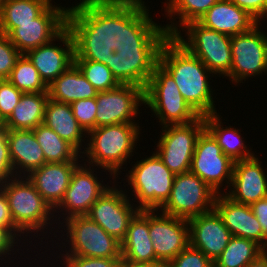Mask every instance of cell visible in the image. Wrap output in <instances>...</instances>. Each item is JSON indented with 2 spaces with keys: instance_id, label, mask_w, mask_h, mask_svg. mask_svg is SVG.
I'll list each match as a JSON object with an SVG mask.
<instances>
[{
  "instance_id": "30bf717a",
  "label": "cell",
  "mask_w": 267,
  "mask_h": 267,
  "mask_svg": "<svg viewBox=\"0 0 267 267\" xmlns=\"http://www.w3.org/2000/svg\"><path fill=\"white\" fill-rule=\"evenodd\" d=\"M204 129V116L188 124L163 126L154 152L173 174L188 172L197 139Z\"/></svg>"
},
{
  "instance_id": "ab89813d",
  "label": "cell",
  "mask_w": 267,
  "mask_h": 267,
  "mask_svg": "<svg viewBox=\"0 0 267 267\" xmlns=\"http://www.w3.org/2000/svg\"><path fill=\"white\" fill-rule=\"evenodd\" d=\"M60 264L65 267H120L122 258L81 257L74 255H59Z\"/></svg>"
},
{
  "instance_id": "e0dca14e",
  "label": "cell",
  "mask_w": 267,
  "mask_h": 267,
  "mask_svg": "<svg viewBox=\"0 0 267 267\" xmlns=\"http://www.w3.org/2000/svg\"><path fill=\"white\" fill-rule=\"evenodd\" d=\"M149 236L156 258L165 265L190 244L189 223L184 218L149 210Z\"/></svg>"
},
{
  "instance_id": "d590c367",
  "label": "cell",
  "mask_w": 267,
  "mask_h": 267,
  "mask_svg": "<svg viewBox=\"0 0 267 267\" xmlns=\"http://www.w3.org/2000/svg\"><path fill=\"white\" fill-rule=\"evenodd\" d=\"M74 63L98 92L109 91L120 85L111 70L103 63L90 60H74Z\"/></svg>"
},
{
  "instance_id": "c3c4849f",
  "label": "cell",
  "mask_w": 267,
  "mask_h": 267,
  "mask_svg": "<svg viewBox=\"0 0 267 267\" xmlns=\"http://www.w3.org/2000/svg\"><path fill=\"white\" fill-rule=\"evenodd\" d=\"M262 253H264L265 255H267V240H266L265 245L262 248Z\"/></svg>"
},
{
  "instance_id": "f1b7e54d",
  "label": "cell",
  "mask_w": 267,
  "mask_h": 267,
  "mask_svg": "<svg viewBox=\"0 0 267 267\" xmlns=\"http://www.w3.org/2000/svg\"><path fill=\"white\" fill-rule=\"evenodd\" d=\"M48 92L23 93L10 117L2 124L7 130H33L43 123Z\"/></svg>"
},
{
  "instance_id": "ffe728a7",
  "label": "cell",
  "mask_w": 267,
  "mask_h": 267,
  "mask_svg": "<svg viewBox=\"0 0 267 267\" xmlns=\"http://www.w3.org/2000/svg\"><path fill=\"white\" fill-rule=\"evenodd\" d=\"M257 155L234 162L230 188L223 193L232 201L251 205L267 197V175Z\"/></svg>"
},
{
  "instance_id": "5b68a950",
  "label": "cell",
  "mask_w": 267,
  "mask_h": 267,
  "mask_svg": "<svg viewBox=\"0 0 267 267\" xmlns=\"http://www.w3.org/2000/svg\"><path fill=\"white\" fill-rule=\"evenodd\" d=\"M145 106L150 108L162 127L188 124L200 117L182 97L171 75L159 63L154 67L144 89Z\"/></svg>"
},
{
  "instance_id": "52a82bcc",
  "label": "cell",
  "mask_w": 267,
  "mask_h": 267,
  "mask_svg": "<svg viewBox=\"0 0 267 267\" xmlns=\"http://www.w3.org/2000/svg\"><path fill=\"white\" fill-rule=\"evenodd\" d=\"M62 227H66L64 228V232L67 233H61V239H63L61 241L62 243L56 246L61 247L59 255L122 258L121 242L109 235L100 225L91 220L87 215L70 217L63 221L58 229ZM64 236H66V239ZM65 244H68L69 246H66ZM66 247L67 249L69 248L68 251ZM62 248H65L66 250L63 251L64 249ZM62 251L64 252L63 254L61 253Z\"/></svg>"
},
{
  "instance_id": "e575fe53",
  "label": "cell",
  "mask_w": 267,
  "mask_h": 267,
  "mask_svg": "<svg viewBox=\"0 0 267 267\" xmlns=\"http://www.w3.org/2000/svg\"><path fill=\"white\" fill-rule=\"evenodd\" d=\"M7 80L22 93L48 92V86L25 54L17 59Z\"/></svg>"
},
{
  "instance_id": "603a6c76",
  "label": "cell",
  "mask_w": 267,
  "mask_h": 267,
  "mask_svg": "<svg viewBox=\"0 0 267 267\" xmlns=\"http://www.w3.org/2000/svg\"><path fill=\"white\" fill-rule=\"evenodd\" d=\"M79 162L81 163V161L45 163L27 176L53 210L63 200Z\"/></svg>"
},
{
  "instance_id": "277c9868",
  "label": "cell",
  "mask_w": 267,
  "mask_h": 267,
  "mask_svg": "<svg viewBox=\"0 0 267 267\" xmlns=\"http://www.w3.org/2000/svg\"><path fill=\"white\" fill-rule=\"evenodd\" d=\"M0 188L8 199L10 214L16 228L23 235L25 234L26 239L28 240V236L29 240L32 237H34V240L35 237L38 238L39 236L38 239H42L41 242L45 238L50 239L46 229L49 226L51 228L55 223H58L57 226H59L62 221H60L61 219L57 213L54 215L52 207L43 199L27 176H15L0 183ZM54 218L55 220H53ZM38 232L41 234L38 235ZM46 234L48 237H44ZM41 235L44 236L40 238Z\"/></svg>"
},
{
  "instance_id": "7bdbcfd3",
  "label": "cell",
  "mask_w": 267,
  "mask_h": 267,
  "mask_svg": "<svg viewBox=\"0 0 267 267\" xmlns=\"http://www.w3.org/2000/svg\"><path fill=\"white\" fill-rule=\"evenodd\" d=\"M15 177L7 141V129L0 127V183Z\"/></svg>"
},
{
  "instance_id": "6da1fadb",
  "label": "cell",
  "mask_w": 267,
  "mask_h": 267,
  "mask_svg": "<svg viewBox=\"0 0 267 267\" xmlns=\"http://www.w3.org/2000/svg\"><path fill=\"white\" fill-rule=\"evenodd\" d=\"M79 1L68 7L66 18L74 60L100 62L109 68L117 48H161L169 36L164 26L153 21L143 0Z\"/></svg>"
},
{
  "instance_id": "681fc988",
  "label": "cell",
  "mask_w": 267,
  "mask_h": 267,
  "mask_svg": "<svg viewBox=\"0 0 267 267\" xmlns=\"http://www.w3.org/2000/svg\"><path fill=\"white\" fill-rule=\"evenodd\" d=\"M120 267H141V266H129L127 264L121 263ZM164 267V266H162Z\"/></svg>"
},
{
  "instance_id": "7a4b0ae2",
  "label": "cell",
  "mask_w": 267,
  "mask_h": 267,
  "mask_svg": "<svg viewBox=\"0 0 267 267\" xmlns=\"http://www.w3.org/2000/svg\"><path fill=\"white\" fill-rule=\"evenodd\" d=\"M158 63L171 75L182 97L200 116L217 114L209 81L213 73L174 36H168L163 42Z\"/></svg>"
},
{
  "instance_id": "60d3db41",
  "label": "cell",
  "mask_w": 267,
  "mask_h": 267,
  "mask_svg": "<svg viewBox=\"0 0 267 267\" xmlns=\"http://www.w3.org/2000/svg\"><path fill=\"white\" fill-rule=\"evenodd\" d=\"M21 53L8 36L0 32V80L7 79Z\"/></svg>"
},
{
  "instance_id": "7402d4cb",
  "label": "cell",
  "mask_w": 267,
  "mask_h": 267,
  "mask_svg": "<svg viewBox=\"0 0 267 267\" xmlns=\"http://www.w3.org/2000/svg\"><path fill=\"white\" fill-rule=\"evenodd\" d=\"M187 221L190 245L202 251L214 263L233 235L215 210L192 217Z\"/></svg>"
},
{
  "instance_id": "b9f144b4",
  "label": "cell",
  "mask_w": 267,
  "mask_h": 267,
  "mask_svg": "<svg viewBox=\"0 0 267 267\" xmlns=\"http://www.w3.org/2000/svg\"><path fill=\"white\" fill-rule=\"evenodd\" d=\"M18 243H19V245H18ZM20 243H21L20 239H18L8 228H4V227L0 226V257H1L0 263H1V265L5 264L6 267H9L8 265L11 263V261H10L11 258L12 259L14 258V256L10 257L12 255L11 252H14L16 250L15 251L16 253L14 252L13 255L17 254V252L19 254L22 253V252H19L20 250L23 251L21 247L24 246V248H25L26 246L22 245V244L20 246ZM7 257H8V259H7L8 261L6 260ZM2 262H4V263H2ZM6 263H9V264L6 265ZM1 265H0V267H2Z\"/></svg>"
},
{
  "instance_id": "ba28073f",
  "label": "cell",
  "mask_w": 267,
  "mask_h": 267,
  "mask_svg": "<svg viewBox=\"0 0 267 267\" xmlns=\"http://www.w3.org/2000/svg\"><path fill=\"white\" fill-rule=\"evenodd\" d=\"M181 31L186 33L185 36H182ZM174 37L190 53L199 58L214 75L217 74V77L224 78L223 76L227 77L230 74L232 63L230 36L193 21L184 25Z\"/></svg>"
},
{
  "instance_id": "f35d334b",
  "label": "cell",
  "mask_w": 267,
  "mask_h": 267,
  "mask_svg": "<svg viewBox=\"0 0 267 267\" xmlns=\"http://www.w3.org/2000/svg\"><path fill=\"white\" fill-rule=\"evenodd\" d=\"M22 94L7 79L0 80V122L2 124L10 117Z\"/></svg>"
},
{
  "instance_id": "4fadbf2b",
  "label": "cell",
  "mask_w": 267,
  "mask_h": 267,
  "mask_svg": "<svg viewBox=\"0 0 267 267\" xmlns=\"http://www.w3.org/2000/svg\"><path fill=\"white\" fill-rule=\"evenodd\" d=\"M117 183L119 182L115 180L112 183L113 185L107 188L92 204L87 216L100 225L109 235L122 242L131 219L139 209L136 204H132L131 198L127 197L129 196L127 190L118 187L119 184Z\"/></svg>"
},
{
  "instance_id": "1f68e13d",
  "label": "cell",
  "mask_w": 267,
  "mask_h": 267,
  "mask_svg": "<svg viewBox=\"0 0 267 267\" xmlns=\"http://www.w3.org/2000/svg\"><path fill=\"white\" fill-rule=\"evenodd\" d=\"M219 0H166L165 15L170 23L163 25L169 36L176 35L180 28L199 19ZM177 16V17H175ZM175 17V18H174ZM176 18L179 19L176 21ZM176 21V23H175ZM179 27V28H178Z\"/></svg>"
},
{
  "instance_id": "74e56055",
  "label": "cell",
  "mask_w": 267,
  "mask_h": 267,
  "mask_svg": "<svg viewBox=\"0 0 267 267\" xmlns=\"http://www.w3.org/2000/svg\"><path fill=\"white\" fill-rule=\"evenodd\" d=\"M164 267H214V263L190 244Z\"/></svg>"
},
{
  "instance_id": "cb8c5ba5",
  "label": "cell",
  "mask_w": 267,
  "mask_h": 267,
  "mask_svg": "<svg viewBox=\"0 0 267 267\" xmlns=\"http://www.w3.org/2000/svg\"><path fill=\"white\" fill-rule=\"evenodd\" d=\"M214 210L233 236L253 240L263 248V232L250 205L236 203L221 193L216 196Z\"/></svg>"
},
{
  "instance_id": "9c48e42d",
  "label": "cell",
  "mask_w": 267,
  "mask_h": 267,
  "mask_svg": "<svg viewBox=\"0 0 267 267\" xmlns=\"http://www.w3.org/2000/svg\"><path fill=\"white\" fill-rule=\"evenodd\" d=\"M217 193L191 171L174 178L171 194L159 212L186 220L214 210Z\"/></svg>"
},
{
  "instance_id": "5bb4252c",
  "label": "cell",
  "mask_w": 267,
  "mask_h": 267,
  "mask_svg": "<svg viewBox=\"0 0 267 267\" xmlns=\"http://www.w3.org/2000/svg\"><path fill=\"white\" fill-rule=\"evenodd\" d=\"M83 165L79 163L75 168L63 200L54 209V214L57 212L62 215H59L62 221L73 216L87 215L92 204L110 187L97 177V168L88 166L86 162Z\"/></svg>"
},
{
  "instance_id": "8992f818",
  "label": "cell",
  "mask_w": 267,
  "mask_h": 267,
  "mask_svg": "<svg viewBox=\"0 0 267 267\" xmlns=\"http://www.w3.org/2000/svg\"><path fill=\"white\" fill-rule=\"evenodd\" d=\"M134 163L132 168L125 173L127 177L125 183L128 182L130 188L133 189L132 195L135 196L136 201H132L137 203L139 210H160L170 197L176 175L168 169L155 152L150 157Z\"/></svg>"
},
{
  "instance_id": "4dcf8cb0",
  "label": "cell",
  "mask_w": 267,
  "mask_h": 267,
  "mask_svg": "<svg viewBox=\"0 0 267 267\" xmlns=\"http://www.w3.org/2000/svg\"><path fill=\"white\" fill-rule=\"evenodd\" d=\"M52 0H6L0 8V32L8 35L19 24L31 23Z\"/></svg>"
},
{
  "instance_id": "44dd1931",
  "label": "cell",
  "mask_w": 267,
  "mask_h": 267,
  "mask_svg": "<svg viewBox=\"0 0 267 267\" xmlns=\"http://www.w3.org/2000/svg\"><path fill=\"white\" fill-rule=\"evenodd\" d=\"M149 236V210H139L131 219L121 242L122 263L129 266L162 267Z\"/></svg>"
},
{
  "instance_id": "d4e9b609",
  "label": "cell",
  "mask_w": 267,
  "mask_h": 267,
  "mask_svg": "<svg viewBox=\"0 0 267 267\" xmlns=\"http://www.w3.org/2000/svg\"><path fill=\"white\" fill-rule=\"evenodd\" d=\"M230 37L251 30L259 22L230 0H219L198 21Z\"/></svg>"
},
{
  "instance_id": "bcb514c9",
  "label": "cell",
  "mask_w": 267,
  "mask_h": 267,
  "mask_svg": "<svg viewBox=\"0 0 267 267\" xmlns=\"http://www.w3.org/2000/svg\"><path fill=\"white\" fill-rule=\"evenodd\" d=\"M253 214L260 223L263 232V246L267 240V197L258 200L250 205Z\"/></svg>"
},
{
  "instance_id": "ee69618b",
  "label": "cell",
  "mask_w": 267,
  "mask_h": 267,
  "mask_svg": "<svg viewBox=\"0 0 267 267\" xmlns=\"http://www.w3.org/2000/svg\"><path fill=\"white\" fill-rule=\"evenodd\" d=\"M239 8L248 12L259 23L267 19V0H230ZM266 18V19H265Z\"/></svg>"
},
{
  "instance_id": "4316f807",
  "label": "cell",
  "mask_w": 267,
  "mask_h": 267,
  "mask_svg": "<svg viewBox=\"0 0 267 267\" xmlns=\"http://www.w3.org/2000/svg\"><path fill=\"white\" fill-rule=\"evenodd\" d=\"M43 123L72 145L80 154L85 151L86 145L83 142L87 138V133L74 117L70 104L49 98L45 106ZM82 149L84 150L82 151Z\"/></svg>"
},
{
  "instance_id": "484cf974",
  "label": "cell",
  "mask_w": 267,
  "mask_h": 267,
  "mask_svg": "<svg viewBox=\"0 0 267 267\" xmlns=\"http://www.w3.org/2000/svg\"><path fill=\"white\" fill-rule=\"evenodd\" d=\"M7 141L15 176H28L45 164L33 130H7Z\"/></svg>"
},
{
  "instance_id": "d6a6232c",
  "label": "cell",
  "mask_w": 267,
  "mask_h": 267,
  "mask_svg": "<svg viewBox=\"0 0 267 267\" xmlns=\"http://www.w3.org/2000/svg\"><path fill=\"white\" fill-rule=\"evenodd\" d=\"M45 157V163L80 161L82 156L67 141L58 136L44 123L33 129Z\"/></svg>"
},
{
  "instance_id": "3957f363",
  "label": "cell",
  "mask_w": 267,
  "mask_h": 267,
  "mask_svg": "<svg viewBox=\"0 0 267 267\" xmlns=\"http://www.w3.org/2000/svg\"><path fill=\"white\" fill-rule=\"evenodd\" d=\"M139 125L120 123L90 130L87 133L88 143L84 142L86 148L81 155L82 162L103 169L101 171L112 176L111 180L115 181L121 174L123 165L126 166L127 160L134 156L142 130Z\"/></svg>"
},
{
  "instance_id": "836d02e7",
  "label": "cell",
  "mask_w": 267,
  "mask_h": 267,
  "mask_svg": "<svg viewBox=\"0 0 267 267\" xmlns=\"http://www.w3.org/2000/svg\"><path fill=\"white\" fill-rule=\"evenodd\" d=\"M262 254V247L255 241L233 236L221 255L214 261V267H246Z\"/></svg>"
},
{
  "instance_id": "8d00e7d4",
  "label": "cell",
  "mask_w": 267,
  "mask_h": 267,
  "mask_svg": "<svg viewBox=\"0 0 267 267\" xmlns=\"http://www.w3.org/2000/svg\"><path fill=\"white\" fill-rule=\"evenodd\" d=\"M70 106L74 117L86 133L96 128V98L76 100Z\"/></svg>"
},
{
  "instance_id": "f6af8a7d",
  "label": "cell",
  "mask_w": 267,
  "mask_h": 267,
  "mask_svg": "<svg viewBox=\"0 0 267 267\" xmlns=\"http://www.w3.org/2000/svg\"><path fill=\"white\" fill-rule=\"evenodd\" d=\"M0 226L8 228L20 241L24 240L26 237L16 228L13 219L10 214L8 199L4 191L0 188ZM23 236V237H21ZM20 237V238H19Z\"/></svg>"
},
{
  "instance_id": "2e32d148",
  "label": "cell",
  "mask_w": 267,
  "mask_h": 267,
  "mask_svg": "<svg viewBox=\"0 0 267 267\" xmlns=\"http://www.w3.org/2000/svg\"><path fill=\"white\" fill-rule=\"evenodd\" d=\"M50 4L31 23L19 24L7 36L21 54L47 44L65 28L68 7Z\"/></svg>"
},
{
  "instance_id": "ac0fdd59",
  "label": "cell",
  "mask_w": 267,
  "mask_h": 267,
  "mask_svg": "<svg viewBox=\"0 0 267 267\" xmlns=\"http://www.w3.org/2000/svg\"><path fill=\"white\" fill-rule=\"evenodd\" d=\"M160 48H117L109 59V69L120 84H132L145 89Z\"/></svg>"
},
{
  "instance_id": "9a60e30c",
  "label": "cell",
  "mask_w": 267,
  "mask_h": 267,
  "mask_svg": "<svg viewBox=\"0 0 267 267\" xmlns=\"http://www.w3.org/2000/svg\"><path fill=\"white\" fill-rule=\"evenodd\" d=\"M96 103V128L120 123L139 124L134 117L138 118L139 106L144 105V89L120 84L115 89L98 92Z\"/></svg>"
},
{
  "instance_id": "8fae6325",
  "label": "cell",
  "mask_w": 267,
  "mask_h": 267,
  "mask_svg": "<svg viewBox=\"0 0 267 267\" xmlns=\"http://www.w3.org/2000/svg\"><path fill=\"white\" fill-rule=\"evenodd\" d=\"M260 25L261 22L251 30L231 37L232 63L226 78L236 86L249 77L267 74V32H263Z\"/></svg>"
},
{
  "instance_id": "f546056e",
  "label": "cell",
  "mask_w": 267,
  "mask_h": 267,
  "mask_svg": "<svg viewBox=\"0 0 267 267\" xmlns=\"http://www.w3.org/2000/svg\"><path fill=\"white\" fill-rule=\"evenodd\" d=\"M219 112L204 116L205 128L217 140L222 152L233 162L252 158L255 153L252 148L246 145L245 140L241 137V130L232 126L223 127L222 119Z\"/></svg>"
},
{
  "instance_id": "7dc6e473",
  "label": "cell",
  "mask_w": 267,
  "mask_h": 267,
  "mask_svg": "<svg viewBox=\"0 0 267 267\" xmlns=\"http://www.w3.org/2000/svg\"><path fill=\"white\" fill-rule=\"evenodd\" d=\"M246 267H267V255L260 254L255 260L251 261Z\"/></svg>"
},
{
  "instance_id": "7c38bea8",
  "label": "cell",
  "mask_w": 267,
  "mask_h": 267,
  "mask_svg": "<svg viewBox=\"0 0 267 267\" xmlns=\"http://www.w3.org/2000/svg\"><path fill=\"white\" fill-rule=\"evenodd\" d=\"M233 165L234 162L222 152L217 140L205 128L197 139L190 171L199 176L217 194H221V189L227 191L226 188L230 187Z\"/></svg>"
},
{
  "instance_id": "d6986e66",
  "label": "cell",
  "mask_w": 267,
  "mask_h": 267,
  "mask_svg": "<svg viewBox=\"0 0 267 267\" xmlns=\"http://www.w3.org/2000/svg\"><path fill=\"white\" fill-rule=\"evenodd\" d=\"M55 41H60L64 47L60 43L57 46ZM25 55L37 69L44 83L49 86L74 64V41L71 32L65 28L51 42L30 50Z\"/></svg>"
},
{
  "instance_id": "83f0119b",
  "label": "cell",
  "mask_w": 267,
  "mask_h": 267,
  "mask_svg": "<svg viewBox=\"0 0 267 267\" xmlns=\"http://www.w3.org/2000/svg\"><path fill=\"white\" fill-rule=\"evenodd\" d=\"M49 98L71 104L76 100L96 98L98 91L74 63L48 86Z\"/></svg>"
},
{
  "instance_id": "f907efd6",
  "label": "cell",
  "mask_w": 267,
  "mask_h": 267,
  "mask_svg": "<svg viewBox=\"0 0 267 267\" xmlns=\"http://www.w3.org/2000/svg\"><path fill=\"white\" fill-rule=\"evenodd\" d=\"M6 0H0V8Z\"/></svg>"
}]
</instances>
